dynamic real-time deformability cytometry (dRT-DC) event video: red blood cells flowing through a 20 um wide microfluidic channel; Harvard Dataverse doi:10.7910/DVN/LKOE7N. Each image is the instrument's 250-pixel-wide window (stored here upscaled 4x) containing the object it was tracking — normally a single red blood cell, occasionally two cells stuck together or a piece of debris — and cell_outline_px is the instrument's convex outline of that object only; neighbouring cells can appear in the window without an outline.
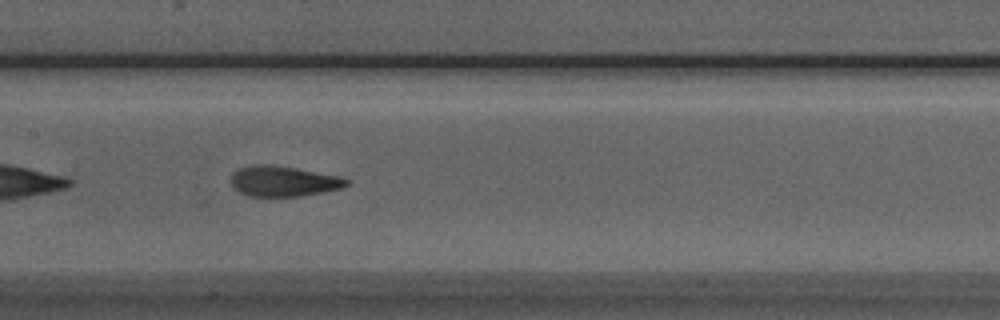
{"species": "Egyptian fruit bat (a non-hibernating species)", "species_latin": "Rousettus aegyptiacus", "temperature_condition": "room temperature", "stored_images_in_passage": 26, "camera_frame_rate_fps": 3000, "um_per_image_px": 0.085, "animal": {"sex": "male"}, "frame": {"image": 1, "passage_image": 11, "time_ms": 3.333, "image_size_px": [1000, 320], "cell_outline_px": [[348, 184], [340, 188], [324, 192], [304, 196], [248, 196], [240, 192], [232, 184], [232, 172], [240, 168], [252, 164], [268, 164], [340, 176], [348, 180]], "centroid_in_image_um": [24.08, 15.41], "position_along_channel_um": 183.3, "area_um2": 20.23}}
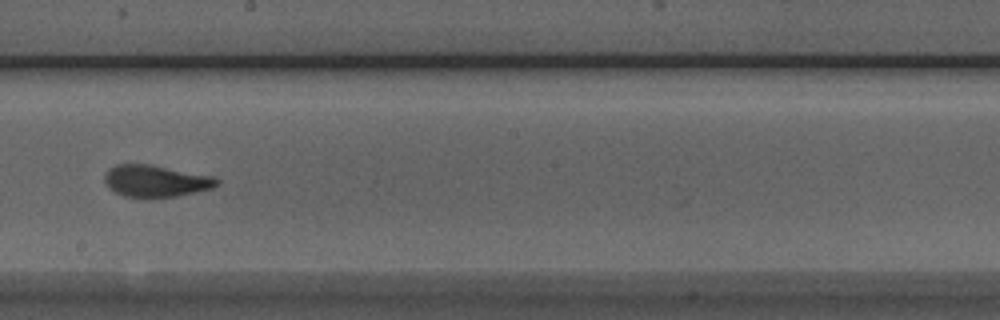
{"frame": {"image": 2, "passage_image": 15, "time_ms": 4.667, "image_size_px": [1000, 320], "cell_outline_px": [[220, 184], [212, 188], [176, 196], [124, 196], [108, 188], [104, 180], [104, 176], [108, 168], [116, 164], [148, 164], [216, 176], [220, 180]], "centroid_in_image_um": [13.26, 15.36], "position_along_channel_um": 234.9, "area_um2": 20.69}}
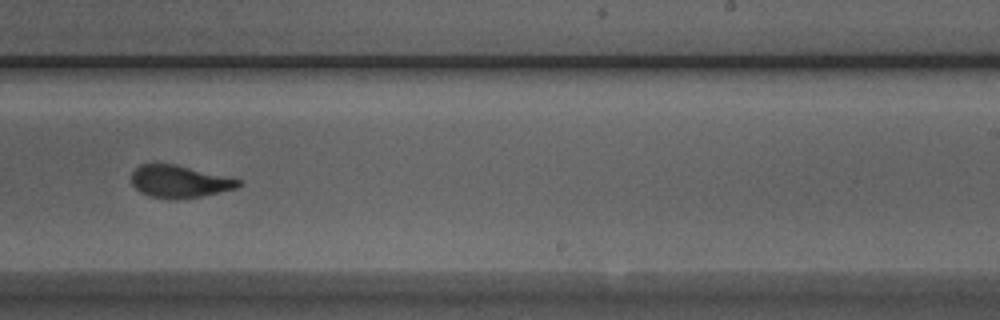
{"frame": {"image": 3, "passage_image": 18, "time_ms": 5.667, "image_size_px": [1000, 320], "cell_outline_px": [[244, 180], [236, 188], [200, 196], [176, 200], [152, 196], [140, 192], [132, 184], [132, 172], [140, 164], [176, 164]], "centroid_in_image_um": [15.26, 15.42], "position_along_channel_um": 273.7, "area_um2": 20.06}, "authors_computed_cell_mechanics": {"area_um2": 20.7213, "velocity_mm_per_s": 3.8887, "shape_relaxation_time_tau1_ms": 2.9374, "shape_relaxation_time_tau2_ms": 1.1125, "deformation_change_tau1": 0.1733, "deformation_change_tau2": 0.0857}}